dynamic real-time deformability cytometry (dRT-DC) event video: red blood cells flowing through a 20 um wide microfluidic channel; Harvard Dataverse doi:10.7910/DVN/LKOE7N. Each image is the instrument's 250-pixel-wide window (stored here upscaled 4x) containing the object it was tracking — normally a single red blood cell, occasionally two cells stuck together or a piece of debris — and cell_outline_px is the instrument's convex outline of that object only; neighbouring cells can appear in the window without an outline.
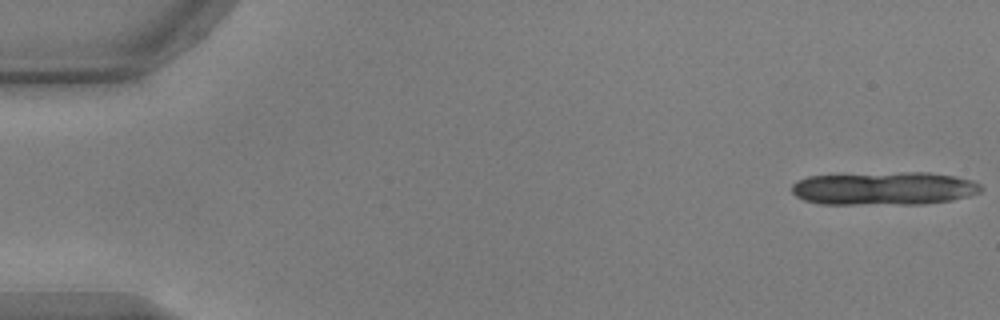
{"species": "common noctule bat (a hibernating species)", "species_latin": "Nyctalus noctula", "temperature_condition": "warm", "stored_images_in_passage": 8, "camera_frame_rate_fps": 3000, "um_per_image_px": 0.085, "animal": {"sex": "male", "body_mass_g": 17.9, "forearm_length_mm": 54.2}, "frame": {"image": 1, "passage_image": 1, "time_ms": 0.0, "image_size_px": [1000, 320], "cell_outline_px": [[984, 188], [980, 192], [968, 196], [952, 200], [924, 204], [820, 204], [804, 200], [796, 196], [792, 192], [792, 184], [796, 180], [808, 176], [900, 172], [928, 172], [956, 176], [972, 180], [980, 184]], "centroid_in_image_um": [75.16, 16.01], "position_along_channel_um": 9.8, "area_um2": 36.93}}